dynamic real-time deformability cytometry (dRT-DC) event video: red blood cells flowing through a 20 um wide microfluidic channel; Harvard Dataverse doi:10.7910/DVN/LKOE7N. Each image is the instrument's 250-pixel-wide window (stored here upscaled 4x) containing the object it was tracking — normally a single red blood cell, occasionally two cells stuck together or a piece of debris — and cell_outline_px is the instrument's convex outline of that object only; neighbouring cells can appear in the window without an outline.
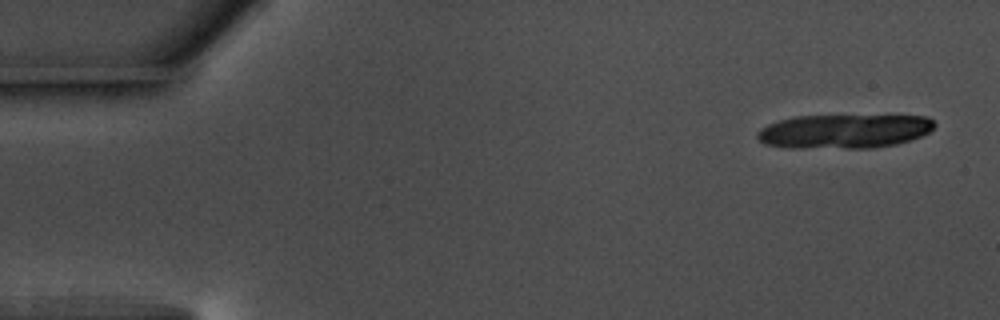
{"species": "common noctule bat (a hibernating species)", "species_latin": "Nyctalus noctula", "temperature_condition": "warm", "stored_images_in_passage": 14, "camera_frame_rate_fps": 3000, "um_per_image_px": 0.085, "animal": {"sex": "male", "body_mass_g": 17.5, "forearm_length_mm": 52.3}, "frame": {"image": 1, "passage_image": 3, "time_ms": 0.667, "image_size_px": [1000, 320], "cell_outline_px": [[936, 124], [928, 132], [920, 136], [896, 144], [872, 148], [784, 148], [764, 144], [756, 136], [756, 132], [760, 128], [768, 124], [780, 120], [796, 116], [928, 116]], "centroid_in_image_um": [71.69, 11.17], "position_along_channel_um": 13.3, "area_um2": 35.2}}